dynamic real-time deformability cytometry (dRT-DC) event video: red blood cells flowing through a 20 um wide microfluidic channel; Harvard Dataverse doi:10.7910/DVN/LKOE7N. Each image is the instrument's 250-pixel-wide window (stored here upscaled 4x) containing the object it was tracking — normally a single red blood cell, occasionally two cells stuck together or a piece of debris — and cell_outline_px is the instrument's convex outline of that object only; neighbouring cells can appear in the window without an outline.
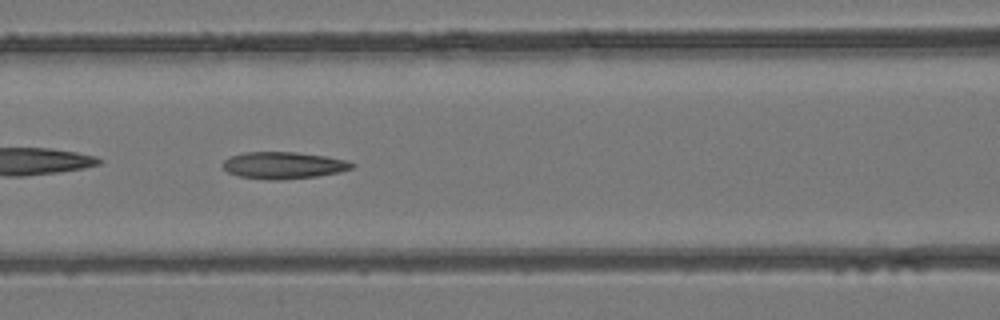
{"species": "common noctule bat (a hibernating species)", "species_latin": "Nyctalus noctula", "temperature_condition": "room temperature", "stored_images_in_passage": 46, "camera_frame_rate_fps": 3000, "um_per_image_px": 0.085, "animal": {"sex": "female", "body_mass_g": 24.6, "forearm_length_mm": 56.2}, "frame": {"image": 1, "passage_image": 20, "time_ms": 6.333, "image_size_px": [1000, 320], "cell_outline_px": [[356, 164], [352, 168], [340, 172], [316, 176], [276, 180], [268, 180], [240, 176], [228, 172], [220, 164], [224, 160], [232, 156], [244, 152], [296, 152], [324, 156], [348, 160]], "centroid_in_image_um": [24.1, 14.05], "position_along_channel_um": 142.5, "area_um2": 20.17}}